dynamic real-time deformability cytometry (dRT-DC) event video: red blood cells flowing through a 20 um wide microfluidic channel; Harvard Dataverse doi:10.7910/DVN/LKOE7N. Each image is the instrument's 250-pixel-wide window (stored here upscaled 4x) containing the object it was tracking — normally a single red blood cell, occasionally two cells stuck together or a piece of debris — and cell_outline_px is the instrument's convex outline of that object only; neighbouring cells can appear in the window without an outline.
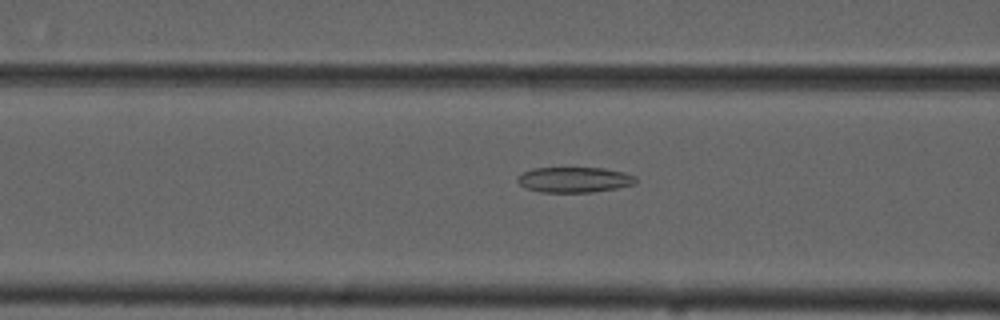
{"species": "common noctule bat (a hibernating species)", "species_latin": "Nyctalus noctula", "temperature_condition": "cold", "stored_images_in_passage": 45, "camera_frame_rate_fps": 3000, "um_per_image_px": 0.085, "animal": {"sex": "male", "forearm_length_mm": 52.5}, "frame": {"image": 1, "passage_image": 12, "time_ms": 3.667, "image_size_px": [1000, 320], "cell_outline_px": [[636, 184], [616, 188], [592, 192], [540, 192], [524, 188], [516, 180], [516, 176], [532, 168], [604, 168], [624, 172], [636, 176]], "centroid_in_image_um": [48.8, 15.27], "position_along_channel_um": 117.8, "area_um2": 17.63}}
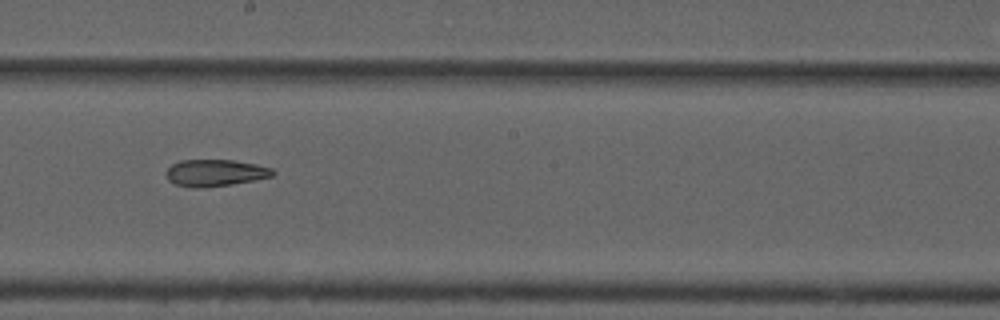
{"frame": {"image": 2, "passage_image": 21, "time_ms": 6.667, "image_size_px": [1000, 320], "cell_outline_px": [[276, 172], [272, 176], [232, 184], [204, 188], [196, 188], [176, 184], [168, 180], [164, 172], [172, 164], [180, 160], [232, 160], [256, 164], [272, 168]], "centroid_in_image_um": [18.27, 14.69], "position_along_channel_um": 229.9, "area_um2": 16.65}}
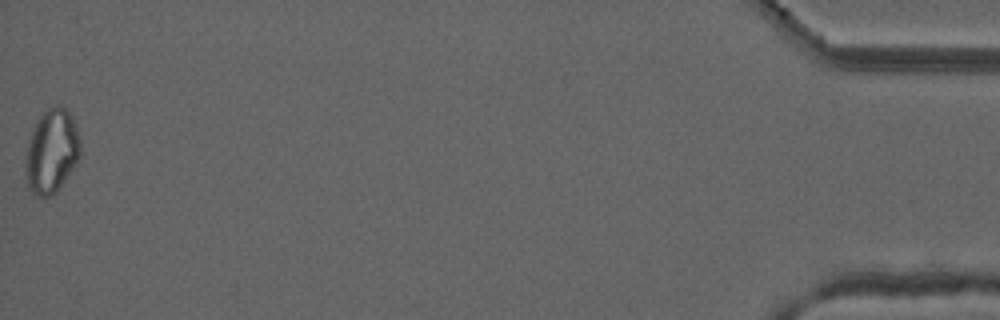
{"frame": {"image": 3, "passage_image": 45, "time_ms": 14.667, "image_size_px": [1000, 320], "cell_outline_px": [[80, 156], [76, 164], [56, 192], [52, 196], [40, 196], [32, 192], [28, 188], [24, 164], [28, 140], [36, 120], [48, 108], [56, 104], [60, 104], [72, 116], [80, 140]], "centroid_in_image_um": [4.37, 12.85], "position_along_channel_um": 430.8, "area_um2": 26.88}, "authors_computed_cell_mechanics": {"area_um2": 19.7676, "velocity_mm_per_s": 3.7293, "shape_relaxation_time_tau1_ms": null, "shape_relaxation_time_tau2_ms": 7.6853, "deformation_change_tau1": null, "deformation_change_tau2": 0.1646}}